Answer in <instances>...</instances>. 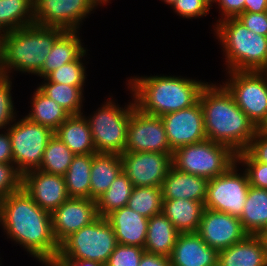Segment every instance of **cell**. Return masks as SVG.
Listing matches in <instances>:
<instances>
[{"mask_svg": "<svg viewBox=\"0 0 267 266\" xmlns=\"http://www.w3.org/2000/svg\"><path fill=\"white\" fill-rule=\"evenodd\" d=\"M256 237L259 239V241L262 245V249L265 253V257L267 259V228L258 232L256 234Z\"/></svg>", "mask_w": 267, "mask_h": 266, "instance_id": "49", "label": "cell"}, {"mask_svg": "<svg viewBox=\"0 0 267 266\" xmlns=\"http://www.w3.org/2000/svg\"><path fill=\"white\" fill-rule=\"evenodd\" d=\"M211 7L213 6L212 4L216 1V0H205Z\"/></svg>", "mask_w": 267, "mask_h": 266, "instance_id": "53", "label": "cell"}, {"mask_svg": "<svg viewBox=\"0 0 267 266\" xmlns=\"http://www.w3.org/2000/svg\"><path fill=\"white\" fill-rule=\"evenodd\" d=\"M103 5H107V3H111V0H99Z\"/></svg>", "mask_w": 267, "mask_h": 266, "instance_id": "52", "label": "cell"}, {"mask_svg": "<svg viewBox=\"0 0 267 266\" xmlns=\"http://www.w3.org/2000/svg\"><path fill=\"white\" fill-rule=\"evenodd\" d=\"M132 189L133 185L130 179L122 171L108 190L96 200L99 216L106 217L112 211L127 206Z\"/></svg>", "mask_w": 267, "mask_h": 266, "instance_id": "33", "label": "cell"}, {"mask_svg": "<svg viewBox=\"0 0 267 266\" xmlns=\"http://www.w3.org/2000/svg\"><path fill=\"white\" fill-rule=\"evenodd\" d=\"M42 84L37 86L45 95L54 100L70 115L83 114L84 86H71L49 82L43 78Z\"/></svg>", "mask_w": 267, "mask_h": 266, "instance_id": "32", "label": "cell"}, {"mask_svg": "<svg viewBox=\"0 0 267 266\" xmlns=\"http://www.w3.org/2000/svg\"><path fill=\"white\" fill-rule=\"evenodd\" d=\"M208 179L171 167L162 183L163 199H188L205 203Z\"/></svg>", "mask_w": 267, "mask_h": 266, "instance_id": "21", "label": "cell"}, {"mask_svg": "<svg viewBox=\"0 0 267 266\" xmlns=\"http://www.w3.org/2000/svg\"><path fill=\"white\" fill-rule=\"evenodd\" d=\"M106 219L111 224L119 244L144 248L148 218L125 206L112 211Z\"/></svg>", "mask_w": 267, "mask_h": 266, "instance_id": "20", "label": "cell"}, {"mask_svg": "<svg viewBox=\"0 0 267 266\" xmlns=\"http://www.w3.org/2000/svg\"><path fill=\"white\" fill-rule=\"evenodd\" d=\"M173 153L123 152L122 171L133 187H161L172 164Z\"/></svg>", "mask_w": 267, "mask_h": 266, "instance_id": "14", "label": "cell"}, {"mask_svg": "<svg viewBox=\"0 0 267 266\" xmlns=\"http://www.w3.org/2000/svg\"><path fill=\"white\" fill-rule=\"evenodd\" d=\"M171 151L207 139L199 100L190 107L161 116Z\"/></svg>", "mask_w": 267, "mask_h": 266, "instance_id": "15", "label": "cell"}, {"mask_svg": "<svg viewBox=\"0 0 267 266\" xmlns=\"http://www.w3.org/2000/svg\"><path fill=\"white\" fill-rule=\"evenodd\" d=\"M75 155L55 135L49 140L38 170L64 176Z\"/></svg>", "mask_w": 267, "mask_h": 266, "instance_id": "34", "label": "cell"}, {"mask_svg": "<svg viewBox=\"0 0 267 266\" xmlns=\"http://www.w3.org/2000/svg\"><path fill=\"white\" fill-rule=\"evenodd\" d=\"M262 129L267 132V123L264 125V127Z\"/></svg>", "mask_w": 267, "mask_h": 266, "instance_id": "55", "label": "cell"}, {"mask_svg": "<svg viewBox=\"0 0 267 266\" xmlns=\"http://www.w3.org/2000/svg\"><path fill=\"white\" fill-rule=\"evenodd\" d=\"M118 242L106 217L82 227L68 236L59 248L63 260H91L106 264Z\"/></svg>", "mask_w": 267, "mask_h": 266, "instance_id": "8", "label": "cell"}, {"mask_svg": "<svg viewBox=\"0 0 267 266\" xmlns=\"http://www.w3.org/2000/svg\"><path fill=\"white\" fill-rule=\"evenodd\" d=\"M139 266H171L170 258L144 252Z\"/></svg>", "mask_w": 267, "mask_h": 266, "instance_id": "46", "label": "cell"}, {"mask_svg": "<svg viewBox=\"0 0 267 266\" xmlns=\"http://www.w3.org/2000/svg\"><path fill=\"white\" fill-rule=\"evenodd\" d=\"M262 72L266 75V77H267V65H266V67L262 70Z\"/></svg>", "mask_w": 267, "mask_h": 266, "instance_id": "54", "label": "cell"}, {"mask_svg": "<svg viewBox=\"0 0 267 266\" xmlns=\"http://www.w3.org/2000/svg\"><path fill=\"white\" fill-rule=\"evenodd\" d=\"M111 98L92 115L84 117L89 123L96 153L122 154L126 149L130 116L136 106L133 98L124 108Z\"/></svg>", "mask_w": 267, "mask_h": 266, "instance_id": "6", "label": "cell"}, {"mask_svg": "<svg viewBox=\"0 0 267 266\" xmlns=\"http://www.w3.org/2000/svg\"><path fill=\"white\" fill-rule=\"evenodd\" d=\"M63 32L61 28L31 24L1 34L3 65L7 77H12L15 71L36 75Z\"/></svg>", "mask_w": 267, "mask_h": 266, "instance_id": "4", "label": "cell"}, {"mask_svg": "<svg viewBox=\"0 0 267 266\" xmlns=\"http://www.w3.org/2000/svg\"><path fill=\"white\" fill-rule=\"evenodd\" d=\"M11 77L0 81V130H6L18 118L12 97Z\"/></svg>", "mask_w": 267, "mask_h": 266, "instance_id": "38", "label": "cell"}, {"mask_svg": "<svg viewBox=\"0 0 267 266\" xmlns=\"http://www.w3.org/2000/svg\"><path fill=\"white\" fill-rule=\"evenodd\" d=\"M144 252L142 247L118 243L105 266H139Z\"/></svg>", "mask_w": 267, "mask_h": 266, "instance_id": "39", "label": "cell"}, {"mask_svg": "<svg viewBox=\"0 0 267 266\" xmlns=\"http://www.w3.org/2000/svg\"><path fill=\"white\" fill-rule=\"evenodd\" d=\"M206 81L183 76L156 75L130 77L126 83L135 106L154 116L176 112L193 106Z\"/></svg>", "mask_w": 267, "mask_h": 266, "instance_id": "3", "label": "cell"}, {"mask_svg": "<svg viewBox=\"0 0 267 266\" xmlns=\"http://www.w3.org/2000/svg\"><path fill=\"white\" fill-rule=\"evenodd\" d=\"M237 162V153L230 147L204 140L176 149L172 164L177 170L208 180L226 172Z\"/></svg>", "mask_w": 267, "mask_h": 266, "instance_id": "7", "label": "cell"}, {"mask_svg": "<svg viewBox=\"0 0 267 266\" xmlns=\"http://www.w3.org/2000/svg\"><path fill=\"white\" fill-rule=\"evenodd\" d=\"M0 163L13 164L11 140L7 129L0 131Z\"/></svg>", "mask_w": 267, "mask_h": 266, "instance_id": "45", "label": "cell"}, {"mask_svg": "<svg viewBox=\"0 0 267 266\" xmlns=\"http://www.w3.org/2000/svg\"><path fill=\"white\" fill-rule=\"evenodd\" d=\"M0 226L7 239L45 266L59 253L51 213L41 209L21 187L0 201Z\"/></svg>", "mask_w": 267, "mask_h": 266, "instance_id": "1", "label": "cell"}, {"mask_svg": "<svg viewBox=\"0 0 267 266\" xmlns=\"http://www.w3.org/2000/svg\"><path fill=\"white\" fill-rule=\"evenodd\" d=\"M208 140L226 145L235 153L245 151L257 127L237 106L222 84L207 82L199 95Z\"/></svg>", "mask_w": 267, "mask_h": 266, "instance_id": "2", "label": "cell"}, {"mask_svg": "<svg viewBox=\"0 0 267 266\" xmlns=\"http://www.w3.org/2000/svg\"><path fill=\"white\" fill-rule=\"evenodd\" d=\"M217 262L218 251L196 232L180 233L170 256L171 266H213Z\"/></svg>", "mask_w": 267, "mask_h": 266, "instance_id": "19", "label": "cell"}, {"mask_svg": "<svg viewBox=\"0 0 267 266\" xmlns=\"http://www.w3.org/2000/svg\"><path fill=\"white\" fill-rule=\"evenodd\" d=\"M22 188L43 210L52 213L69 198L64 176L33 169L22 175Z\"/></svg>", "mask_w": 267, "mask_h": 266, "instance_id": "18", "label": "cell"}, {"mask_svg": "<svg viewBox=\"0 0 267 266\" xmlns=\"http://www.w3.org/2000/svg\"><path fill=\"white\" fill-rule=\"evenodd\" d=\"M244 12H267V0H245Z\"/></svg>", "mask_w": 267, "mask_h": 266, "instance_id": "48", "label": "cell"}, {"mask_svg": "<svg viewBox=\"0 0 267 266\" xmlns=\"http://www.w3.org/2000/svg\"><path fill=\"white\" fill-rule=\"evenodd\" d=\"M79 31H64L46 56L42 69L36 74L41 79L64 64L79 59L88 49L84 48Z\"/></svg>", "mask_w": 267, "mask_h": 266, "instance_id": "22", "label": "cell"}, {"mask_svg": "<svg viewBox=\"0 0 267 266\" xmlns=\"http://www.w3.org/2000/svg\"><path fill=\"white\" fill-rule=\"evenodd\" d=\"M7 77V74L4 70L3 65V50H2V43L0 40V81Z\"/></svg>", "mask_w": 267, "mask_h": 266, "instance_id": "50", "label": "cell"}, {"mask_svg": "<svg viewBox=\"0 0 267 266\" xmlns=\"http://www.w3.org/2000/svg\"><path fill=\"white\" fill-rule=\"evenodd\" d=\"M121 172L122 160L120 154L93 153L90 198L96 201L101 197Z\"/></svg>", "mask_w": 267, "mask_h": 266, "instance_id": "26", "label": "cell"}, {"mask_svg": "<svg viewBox=\"0 0 267 266\" xmlns=\"http://www.w3.org/2000/svg\"><path fill=\"white\" fill-rule=\"evenodd\" d=\"M33 3L34 24L64 31H79L85 18L103 6L99 0H34Z\"/></svg>", "mask_w": 267, "mask_h": 266, "instance_id": "12", "label": "cell"}, {"mask_svg": "<svg viewBox=\"0 0 267 266\" xmlns=\"http://www.w3.org/2000/svg\"><path fill=\"white\" fill-rule=\"evenodd\" d=\"M127 207L148 219L154 215L162 213V188L133 187Z\"/></svg>", "mask_w": 267, "mask_h": 266, "instance_id": "35", "label": "cell"}, {"mask_svg": "<svg viewBox=\"0 0 267 266\" xmlns=\"http://www.w3.org/2000/svg\"><path fill=\"white\" fill-rule=\"evenodd\" d=\"M213 27L225 57V71H262L266 67V36L250 31L237 18H226Z\"/></svg>", "mask_w": 267, "mask_h": 266, "instance_id": "5", "label": "cell"}, {"mask_svg": "<svg viewBox=\"0 0 267 266\" xmlns=\"http://www.w3.org/2000/svg\"><path fill=\"white\" fill-rule=\"evenodd\" d=\"M222 84L257 128L267 123V77L262 71H230Z\"/></svg>", "mask_w": 267, "mask_h": 266, "instance_id": "10", "label": "cell"}, {"mask_svg": "<svg viewBox=\"0 0 267 266\" xmlns=\"http://www.w3.org/2000/svg\"><path fill=\"white\" fill-rule=\"evenodd\" d=\"M237 162L246 172L250 186L267 189V164L256 161L246 150L237 153Z\"/></svg>", "mask_w": 267, "mask_h": 266, "instance_id": "37", "label": "cell"}, {"mask_svg": "<svg viewBox=\"0 0 267 266\" xmlns=\"http://www.w3.org/2000/svg\"><path fill=\"white\" fill-rule=\"evenodd\" d=\"M86 51L79 59L70 63L64 64L58 69L49 73L45 78L49 82L67 84L71 86H85V82L88 76L86 74V67L84 66L85 57H87Z\"/></svg>", "mask_w": 267, "mask_h": 266, "instance_id": "36", "label": "cell"}, {"mask_svg": "<svg viewBox=\"0 0 267 266\" xmlns=\"http://www.w3.org/2000/svg\"><path fill=\"white\" fill-rule=\"evenodd\" d=\"M222 266H267V259L256 235H247L242 241L218 251Z\"/></svg>", "mask_w": 267, "mask_h": 266, "instance_id": "24", "label": "cell"}, {"mask_svg": "<svg viewBox=\"0 0 267 266\" xmlns=\"http://www.w3.org/2000/svg\"><path fill=\"white\" fill-rule=\"evenodd\" d=\"M46 266H105V265L91 260H63L57 255Z\"/></svg>", "mask_w": 267, "mask_h": 266, "instance_id": "47", "label": "cell"}, {"mask_svg": "<svg viewBox=\"0 0 267 266\" xmlns=\"http://www.w3.org/2000/svg\"><path fill=\"white\" fill-rule=\"evenodd\" d=\"M196 233L217 251L242 241L248 234L239 217L205 208Z\"/></svg>", "mask_w": 267, "mask_h": 266, "instance_id": "17", "label": "cell"}, {"mask_svg": "<svg viewBox=\"0 0 267 266\" xmlns=\"http://www.w3.org/2000/svg\"><path fill=\"white\" fill-rule=\"evenodd\" d=\"M213 266H222L219 262H217L215 265Z\"/></svg>", "mask_w": 267, "mask_h": 266, "instance_id": "56", "label": "cell"}, {"mask_svg": "<svg viewBox=\"0 0 267 266\" xmlns=\"http://www.w3.org/2000/svg\"><path fill=\"white\" fill-rule=\"evenodd\" d=\"M162 2L166 3L168 6L170 5V7L172 6V4L176 1V0H161Z\"/></svg>", "mask_w": 267, "mask_h": 266, "instance_id": "51", "label": "cell"}, {"mask_svg": "<svg viewBox=\"0 0 267 266\" xmlns=\"http://www.w3.org/2000/svg\"><path fill=\"white\" fill-rule=\"evenodd\" d=\"M99 217L95 200L69 197L51 213L55 239L60 245L72 233L93 223Z\"/></svg>", "mask_w": 267, "mask_h": 266, "instance_id": "16", "label": "cell"}, {"mask_svg": "<svg viewBox=\"0 0 267 266\" xmlns=\"http://www.w3.org/2000/svg\"><path fill=\"white\" fill-rule=\"evenodd\" d=\"M244 231L256 235L267 228V189L250 186L239 217Z\"/></svg>", "mask_w": 267, "mask_h": 266, "instance_id": "28", "label": "cell"}, {"mask_svg": "<svg viewBox=\"0 0 267 266\" xmlns=\"http://www.w3.org/2000/svg\"><path fill=\"white\" fill-rule=\"evenodd\" d=\"M54 135L66 144L74 155L96 153L90 126L84 114L70 115Z\"/></svg>", "mask_w": 267, "mask_h": 266, "instance_id": "23", "label": "cell"}, {"mask_svg": "<svg viewBox=\"0 0 267 266\" xmlns=\"http://www.w3.org/2000/svg\"><path fill=\"white\" fill-rule=\"evenodd\" d=\"M205 205L188 199H163L162 213L180 233L196 232L202 219Z\"/></svg>", "mask_w": 267, "mask_h": 266, "instance_id": "25", "label": "cell"}, {"mask_svg": "<svg viewBox=\"0 0 267 266\" xmlns=\"http://www.w3.org/2000/svg\"><path fill=\"white\" fill-rule=\"evenodd\" d=\"M171 9L183 19H196L207 16L211 6L205 0H176Z\"/></svg>", "mask_w": 267, "mask_h": 266, "instance_id": "41", "label": "cell"}, {"mask_svg": "<svg viewBox=\"0 0 267 266\" xmlns=\"http://www.w3.org/2000/svg\"><path fill=\"white\" fill-rule=\"evenodd\" d=\"M237 19L250 31L267 37V12L241 13Z\"/></svg>", "mask_w": 267, "mask_h": 266, "instance_id": "43", "label": "cell"}, {"mask_svg": "<svg viewBox=\"0 0 267 266\" xmlns=\"http://www.w3.org/2000/svg\"><path fill=\"white\" fill-rule=\"evenodd\" d=\"M180 232L160 213L148 220L145 252L170 258Z\"/></svg>", "mask_w": 267, "mask_h": 266, "instance_id": "27", "label": "cell"}, {"mask_svg": "<svg viewBox=\"0 0 267 266\" xmlns=\"http://www.w3.org/2000/svg\"><path fill=\"white\" fill-rule=\"evenodd\" d=\"M93 154L75 155L64 175L69 197L90 198Z\"/></svg>", "mask_w": 267, "mask_h": 266, "instance_id": "31", "label": "cell"}, {"mask_svg": "<svg viewBox=\"0 0 267 266\" xmlns=\"http://www.w3.org/2000/svg\"><path fill=\"white\" fill-rule=\"evenodd\" d=\"M22 187V174L14 164L0 163V201Z\"/></svg>", "mask_w": 267, "mask_h": 266, "instance_id": "40", "label": "cell"}, {"mask_svg": "<svg viewBox=\"0 0 267 266\" xmlns=\"http://www.w3.org/2000/svg\"><path fill=\"white\" fill-rule=\"evenodd\" d=\"M245 0H216L214 5H218L221 18L216 21L224 20L226 18H237L241 13H244Z\"/></svg>", "mask_w": 267, "mask_h": 266, "instance_id": "44", "label": "cell"}, {"mask_svg": "<svg viewBox=\"0 0 267 266\" xmlns=\"http://www.w3.org/2000/svg\"><path fill=\"white\" fill-rule=\"evenodd\" d=\"M31 97V109L25 115L31 122L55 131L70 116L64 108L45 95L38 87Z\"/></svg>", "mask_w": 267, "mask_h": 266, "instance_id": "29", "label": "cell"}, {"mask_svg": "<svg viewBox=\"0 0 267 266\" xmlns=\"http://www.w3.org/2000/svg\"><path fill=\"white\" fill-rule=\"evenodd\" d=\"M125 152L173 153L161 117L135 107L128 123Z\"/></svg>", "mask_w": 267, "mask_h": 266, "instance_id": "13", "label": "cell"}, {"mask_svg": "<svg viewBox=\"0 0 267 266\" xmlns=\"http://www.w3.org/2000/svg\"><path fill=\"white\" fill-rule=\"evenodd\" d=\"M11 140L13 164L23 175L38 169L43 153L54 131L49 127L31 122L26 117L15 119L7 128Z\"/></svg>", "mask_w": 267, "mask_h": 266, "instance_id": "9", "label": "cell"}, {"mask_svg": "<svg viewBox=\"0 0 267 266\" xmlns=\"http://www.w3.org/2000/svg\"><path fill=\"white\" fill-rule=\"evenodd\" d=\"M239 168V169H238ZM238 162L207 184L205 208L240 217L250 187L246 172Z\"/></svg>", "mask_w": 267, "mask_h": 266, "instance_id": "11", "label": "cell"}, {"mask_svg": "<svg viewBox=\"0 0 267 266\" xmlns=\"http://www.w3.org/2000/svg\"><path fill=\"white\" fill-rule=\"evenodd\" d=\"M34 0H0V35L34 24Z\"/></svg>", "mask_w": 267, "mask_h": 266, "instance_id": "30", "label": "cell"}, {"mask_svg": "<svg viewBox=\"0 0 267 266\" xmlns=\"http://www.w3.org/2000/svg\"><path fill=\"white\" fill-rule=\"evenodd\" d=\"M245 150L256 161L267 164V132L258 128Z\"/></svg>", "mask_w": 267, "mask_h": 266, "instance_id": "42", "label": "cell"}]
</instances>
